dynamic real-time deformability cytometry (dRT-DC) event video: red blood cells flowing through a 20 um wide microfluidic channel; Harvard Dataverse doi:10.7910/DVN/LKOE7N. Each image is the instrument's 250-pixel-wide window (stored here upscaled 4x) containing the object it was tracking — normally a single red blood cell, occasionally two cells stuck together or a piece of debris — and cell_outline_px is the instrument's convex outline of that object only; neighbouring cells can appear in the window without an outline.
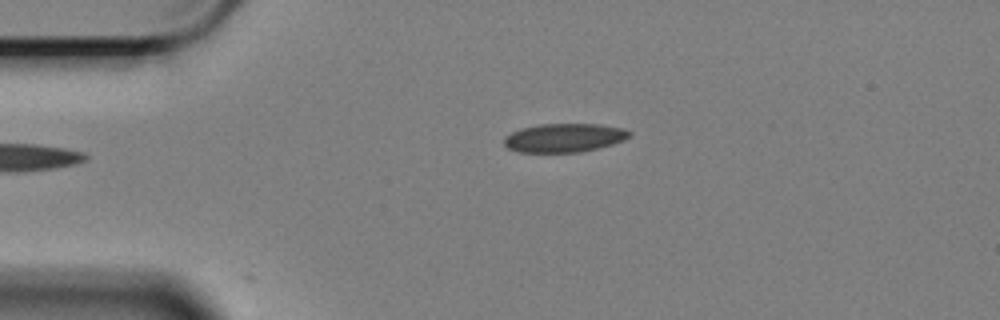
{"species": "Egyptian fruit bat (a non-hibernating species)", "species_latin": "Rousettus aegyptiacus", "temperature_condition": "cold", "stored_images_in_passage": 6, "camera_frame_rate_fps": 3000, "um_per_image_px": 0.085, "animal": {"sex": "female"}, "frame": {"image": 1, "passage_image": 1, "time_ms": 0.0, "image_size_px": [1000, 320], "cell_outline_px": [[632, 136], [624, 140], [612, 144], [580, 152], [520, 152], [508, 148], [504, 144], [504, 136], [520, 128], [540, 124], [600, 124], [624, 128], [632, 132]], "centroid_in_image_um": [47.98, 11.7], "position_along_channel_um": 37.0, "area_um2": 21.04}}
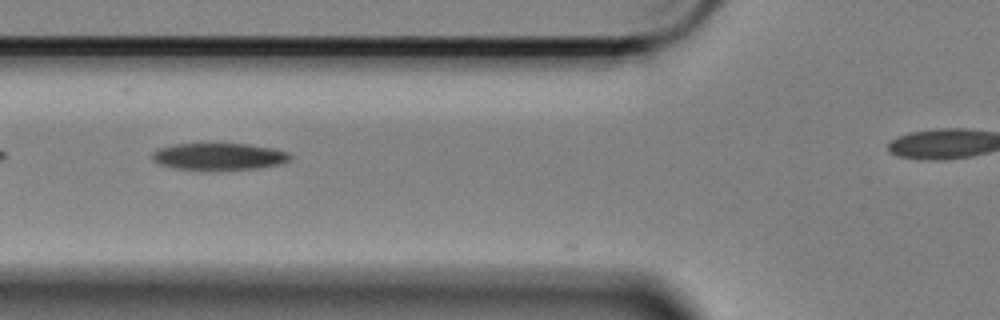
{"frame": {"image": 2, "passage_image": 3, "time_ms": 0.667, "image_size_px": [1000, 320], "cell_outline_px": [[292, 156], [288, 160], [280, 164], [260, 168], [220, 172], [212, 172], [172, 168], [160, 164], [152, 160], [152, 152], [160, 148], [176, 144], [244, 144], [272, 148], [288, 152]], "centroid_in_image_um": [18.59, 13.35], "position_along_channel_um": 107.2, "area_um2": 22.25}}